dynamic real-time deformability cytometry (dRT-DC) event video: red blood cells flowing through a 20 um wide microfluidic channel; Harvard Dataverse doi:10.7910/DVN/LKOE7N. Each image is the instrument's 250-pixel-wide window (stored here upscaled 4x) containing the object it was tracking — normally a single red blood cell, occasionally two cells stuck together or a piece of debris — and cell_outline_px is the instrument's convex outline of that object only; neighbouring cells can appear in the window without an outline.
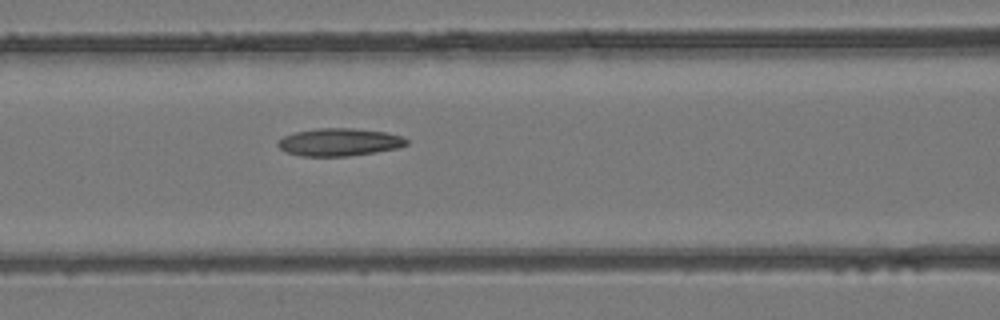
{"species": "common noctule bat (a hibernating species)", "species_latin": "Nyctalus noctula", "temperature_condition": "room temperature", "stored_images_in_passage": 5, "camera_frame_rate_fps": 3000, "um_per_image_px": 0.085, "animal": {"sex": "female", "body_mass_g": 24.6, "forearm_length_mm": 56.2}, "frame": {"image": 1, "passage_image": 5, "time_ms": 1.333, "image_size_px": [1000, 320], "cell_outline_px": [[408, 144], [396, 148], [376, 152], [348, 156], [300, 156], [284, 152], [276, 144], [276, 140], [284, 136], [296, 132], [316, 128], [352, 128], [384, 132], [400, 136], [408, 140]], "centroid_in_image_um": [28.78, 12.08], "position_along_channel_um": 137.8, "area_um2": 20.75}}